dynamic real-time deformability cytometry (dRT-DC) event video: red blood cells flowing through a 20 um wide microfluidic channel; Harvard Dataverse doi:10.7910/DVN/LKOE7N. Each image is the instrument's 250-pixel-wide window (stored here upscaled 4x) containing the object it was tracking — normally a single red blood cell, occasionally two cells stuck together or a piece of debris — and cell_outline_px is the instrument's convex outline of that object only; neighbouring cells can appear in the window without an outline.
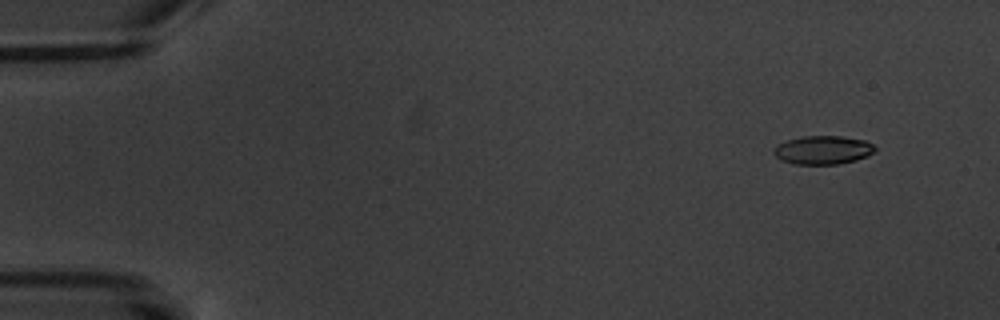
{"species": "common noctule bat (a hibernating species)", "species_latin": "Nyctalus noctula", "temperature_condition": "warm", "stored_images_in_passage": 17, "camera_frame_rate_fps": 3000, "um_per_image_px": 0.085, "animal": {"sex": "male", "body_mass_g": 20.1, "forearm_length_mm": 53.5}, "frame": {"image": 1, "passage_image": 2, "time_ms": 1.0, "image_size_px": [1000, 320], "cell_outline_px": [[876, 148], [868, 156], [856, 160], [840, 164], [792, 164], [776, 156], [772, 152], [772, 148], [788, 140], [804, 136], [840, 136], [864, 140], [872, 144]], "centroid_in_image_um": [69.95, 12.75], "position_along_channel_um": 15.0, "area_um2": 16.7}}
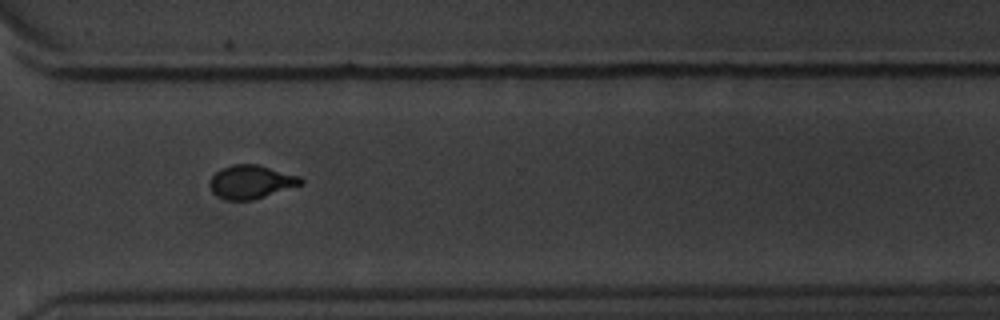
{"frame": {"image": 2, "passage_image": 13, "time_ms": 14.0, "image_size_px": [1000, 320], "cell_outline_px": [[304, 184], [252, 200], [228, 200], [212, 192], [208, 184], [208, 180], [220, 168], [232, 164], [256, 164], [300, 176], [304, 180]], "centroid_in_image_um": [21.33, 15.45], "position_along_channel_um": 349.3, "area_um2": 17.8}}
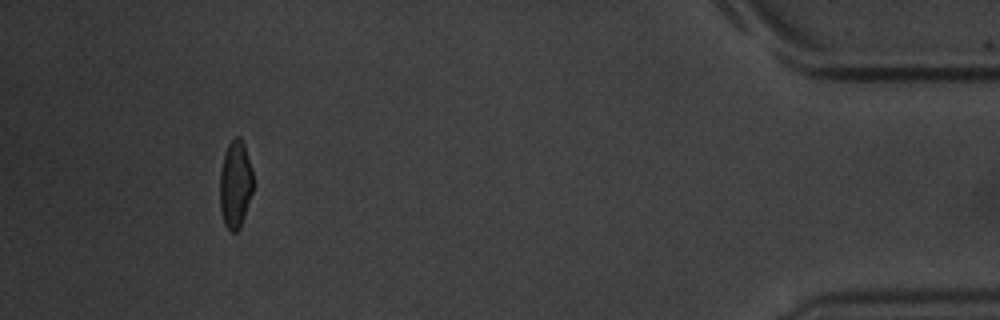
{"frame": {"image": 3, "passage_image": 16, "time_ms": 17.667, "image_size_px": [1000, 320], "cell_outline_px": [[252, 192], [240, 228], [236, 232], [232, 232], [224, 224], [220, 208], [220, 172], [224, 152], [228, 144], [236, 136], [240, 136], [244, 144], [252, 172]], "centroid_in_image_um": [19.98, 15.66], "position_along_channel_um": 415.2, "area_um2": 16.82}, "authors_computed_cell_mechanics": {"area_um2": 17.629, "velocity_mm_per_s": 3.4568, "shape_relaxation_time_tau1_ms": 3.6755, "shape_relaxation_time_tau2_ms": 0.7191, "deformation_change_tau1": 0.111, "deformation_change_tau2": 0.0287}}